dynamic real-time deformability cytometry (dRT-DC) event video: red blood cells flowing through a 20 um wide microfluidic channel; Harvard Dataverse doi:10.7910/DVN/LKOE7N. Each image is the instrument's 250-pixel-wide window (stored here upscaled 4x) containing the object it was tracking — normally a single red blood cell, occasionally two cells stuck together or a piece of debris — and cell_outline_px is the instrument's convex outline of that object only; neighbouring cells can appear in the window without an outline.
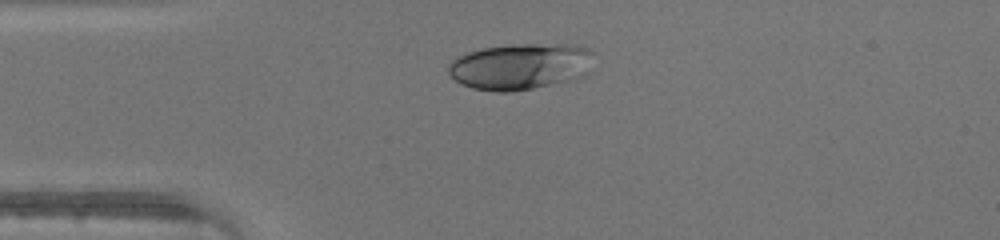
{"species": "human", "species_latin": "Homo sapiens", "temperature_condition": "warm", "stored_images_in_passage": 28, "camera_frame_rate_fps": 3000, "um_per_image_px": 0.085, "donor": {"sex": "male"}, "frame": {"image": 1, "passage_image": 1, "time_ms": 0.0, "image_size_px": [1000, 240], "cell_outline_px": [[592, 52], [588, 76], [576, 80], [512, 92], [496, 92], [472, 88], [456, 80], [448, 72], [448, 64], [456, 56], [468, 52], [484, 48], [524, 44], [580, 44], [588, 48]], "centroid_in_image_um": [44.29, 5.65], "position_along_channel_um": 40.7, "area_um2": 39.59}}
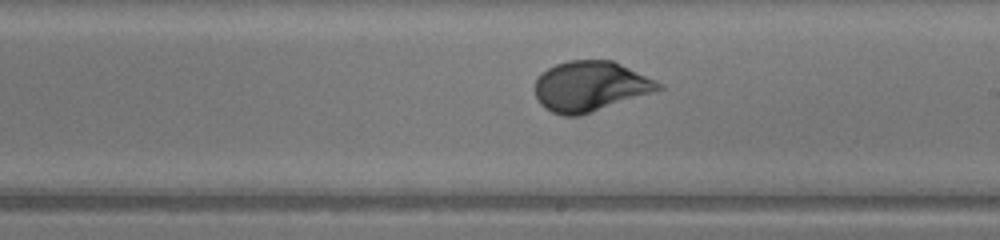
{"frame": {"image": 2, "passage_image": 16, "time_ms": 5.0, "image_size_px": [1000, 240], "cell_outline_px": [[664, 88], [580, 116], [564, 116], [552, 112], [544, 108], [540, 104], [536, 96], [536, 80], [548, 68], [556, 64], [568, 60], [612, 60], [656, 80], [664, 84]], "centroid_in_image_um": [50.18, 7.34], "position_along_channel_um": 238.8, "area_um2": 35.84}}
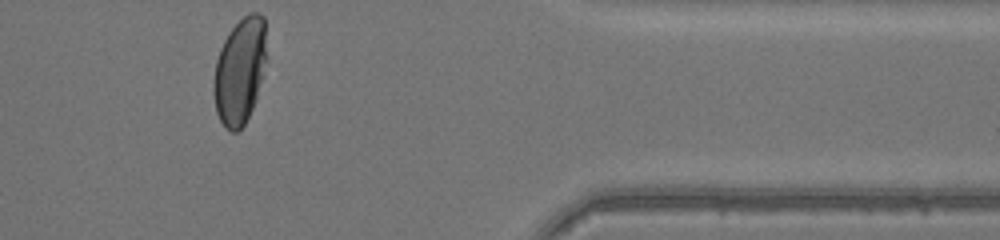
{"frame": {"image": 3, "passage_image": 28, "time_ms": 9.0, "image_size_px": [1000, 240], "cell_outline_px": [[268, 60], [264, 76], [256, 100], [244, 124], [236, 132], [232, 132], [220, 120], [216, 112], [212, 92], [212, 80], [216, 60], [220, 48], [228, 32], [248, 12], [260, 12], [264, 16]], "centroid_in_image_um": [20.41, 5.99], "position_along_channel_um": 391.0, "area_um2": 33.58}}